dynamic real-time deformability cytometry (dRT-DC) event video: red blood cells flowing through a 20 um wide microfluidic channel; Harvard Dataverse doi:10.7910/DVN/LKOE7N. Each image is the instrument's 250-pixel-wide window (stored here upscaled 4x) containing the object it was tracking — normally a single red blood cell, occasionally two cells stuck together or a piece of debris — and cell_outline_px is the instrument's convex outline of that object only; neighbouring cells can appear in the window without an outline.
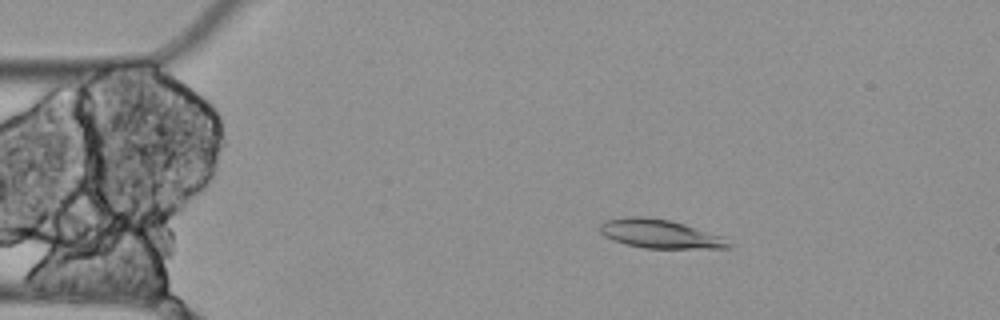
{"species": "Egyptian fruit bat (a non-hibernating species)", "species_latin": "Rousettus aegyptiacus", "temperature_condition": "cold", "stored_images_in_passage": 4, "camera_frame_rate_fps": 3000, "um_per_image_px": 0.085, "animal": {"sex": "female"}, "frame": {"image": 1, "passage_image": 3, "time_ms": 0.667, "image_size_px": [1000, 320], "cell_outline_px": [[732, 248], [644, 248], [612, 240], [604, 236], [600, 232], [600, 224], [604, 220], [632, 216], [640, 216], [668, 220], [684, 224], [724, 236], [732, 244]], "centroid_in_image_um": [56.12, 19.88], "position_along_channel_um": 28.9, "area_um2": 21.5}}